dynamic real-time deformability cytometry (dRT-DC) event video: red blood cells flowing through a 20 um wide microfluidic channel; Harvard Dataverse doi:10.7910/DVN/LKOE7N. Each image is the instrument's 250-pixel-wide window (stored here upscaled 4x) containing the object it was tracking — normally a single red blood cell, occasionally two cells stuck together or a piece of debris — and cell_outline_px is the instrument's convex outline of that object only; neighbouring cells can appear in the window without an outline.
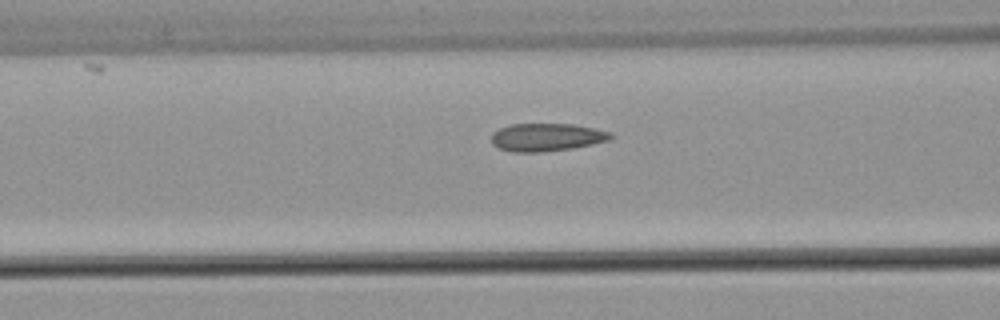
{"species": "common noctule bat (a hibernating species)", "species_latin": "Nyctalus noctula", "temperature_condition": "warm", "stored_images_in_passage": 7, "camera_frame_rate_fps": 3000, "um_per_image_px": 0.085, "animal": {"sex": "male", "body_mass_g": 21.5, "forearm_length_mm": 52.0}, "frame": {"image": 1, "passage_image": 6, "time_ms": 1.667, "image_size_px": [1000, 320], "cell_outline_px": [[612, 136], [608, 140], [592, 144], [572, 148], [540, 152], [512, 152], [500, 148], [492, 144], [492, 132], [500, 128], [512, 124], [572, 124], [612, 132]], "centroid_in_image_um": [46.44, 11.66], "position_along_channel_um": 120.2, "area_um2": 19.19}}
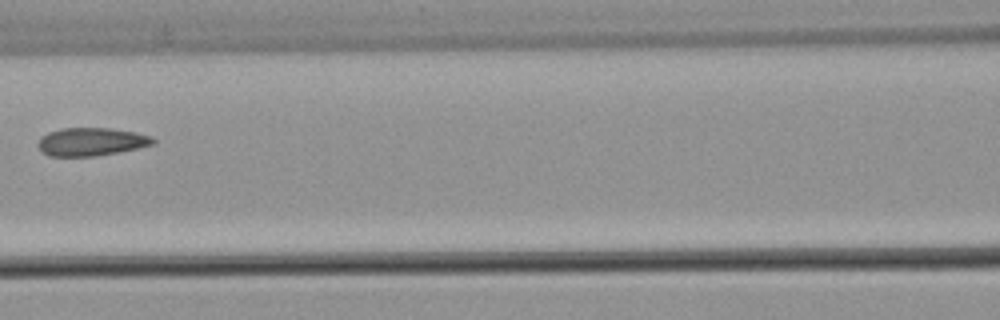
{"frame": {"image": 2, "passage_image": 7, "time_ms": 2.0, "image_size_px": [1000, 320], "cell_outline_px": [[156, 144], [96, 156], [48, 156], [36, 144], [40, 136], [48, 132], [60, 128], [108, 128], [132, 132], [152, 136], [156, 140]], "centroid_in_image_um": [7.72, 12.04], "position_along_channel_um": 158.9, "area_um2": 18.79}}